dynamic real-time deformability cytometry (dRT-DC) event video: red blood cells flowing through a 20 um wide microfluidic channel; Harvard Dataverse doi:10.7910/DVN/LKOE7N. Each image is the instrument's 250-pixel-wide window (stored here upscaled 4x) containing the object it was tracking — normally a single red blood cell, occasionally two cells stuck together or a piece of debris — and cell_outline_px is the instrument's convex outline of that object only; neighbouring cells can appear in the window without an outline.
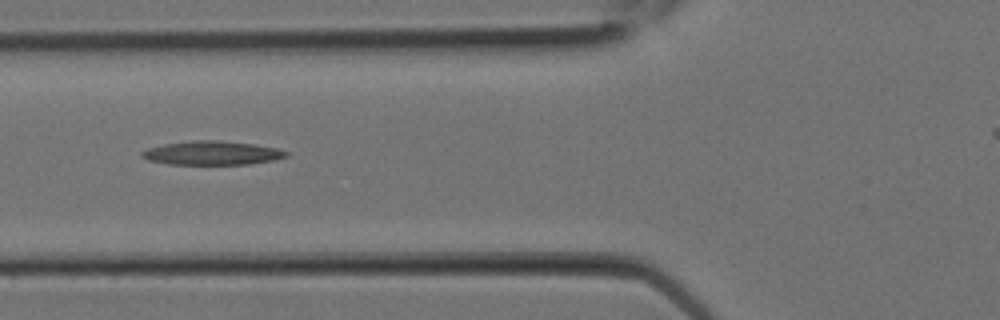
{"species": "Egyptian fruit bat (a non-hibernating species)", "species_latin": "Rousettus aegyptiacus", "temperature_condition": "room temperature", "stored_images_in_passage": 9, "camera_frame_rate_fps": 3000, "um_per_image_px": 0.085, "animal": {"sex": "female"}, "frame": {"image": 1, "passage_image": 8, "time_ms": 2.333, "image_size_px": [1000, 320], "cell_outline_px": [[288, 156], [272, 160], [248, 164], [168, 164], [148, 160], [140, 156], [140, 152], [148, 148], [164, 144], [192, 140], [220, 140], [252, 144], [276, 148], [288, 152]], "centroid_in_image_um": [17.98, 13.0], "position_along_channel_um": 107.8, "area_um2": 19.94}}
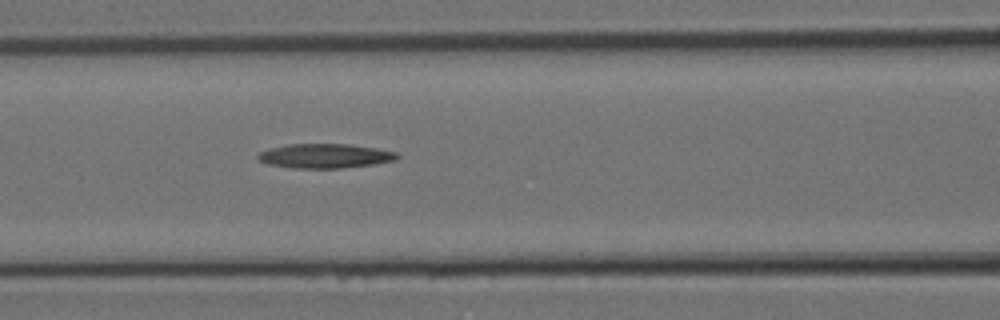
{"frame": {"image": 2, "passage_image": 9, "time_ms": 2.667, "image_size_px": [1000, 320], "cell_outline_px": [[400, 156], [396, 160], [372, 164], [340, 168], [292, 168], [268, 164], [260, 160], [256, 156], [260, 152], [268, 148], [288, 144], [348, 144], [376, 148], [396, 152]], "centroid_in_image_um": [27.6, 13.25], "position_along_channel_um": 139.0, "area_um2": 19.71}}